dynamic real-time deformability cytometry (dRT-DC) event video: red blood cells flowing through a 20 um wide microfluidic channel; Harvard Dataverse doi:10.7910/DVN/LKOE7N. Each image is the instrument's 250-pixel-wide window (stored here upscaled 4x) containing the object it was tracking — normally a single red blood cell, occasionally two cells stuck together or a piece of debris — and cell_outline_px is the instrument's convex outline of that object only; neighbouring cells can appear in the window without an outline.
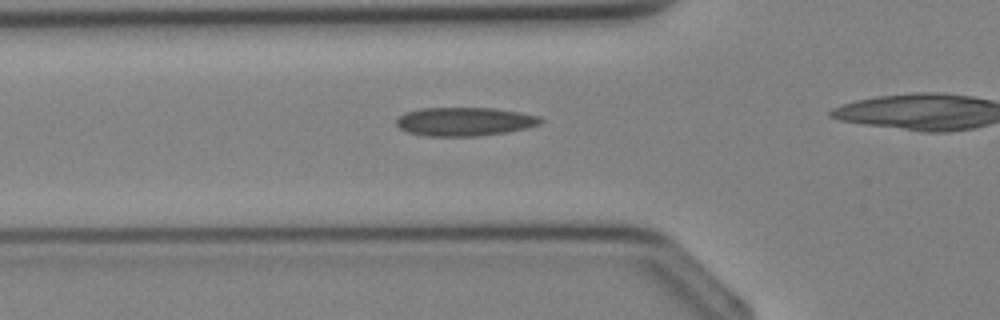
{"species": "Egyptian fruit bat (a non-hibernating species)", "species_latin": "Rousettus aegyptiacus", "temperature_condition": "cold", "stored_images_in_passage": 21, "camera_frame_rate_fps": 3000, "um_per_image_px": 0.085, "animal": {"sex": "female"}, "frame": {"image": 1, "passage_image": 4, "time_ms": 1.0, "image_size_px": [1000, 320], "cell_outline_px": [[544, 120], [540, 124], [528, 128], [504, 132], [476, 136], [424, 136], [408, 132], [400, 128], [396, 124], [396, 120], [404, 112], [420, 108], [492, 108], [520, 112], [540, 116]], "centroid_in_image_um": [39.49, 10.33], "position_along_channel_um": 86.3, "area_um2": 24.1}}
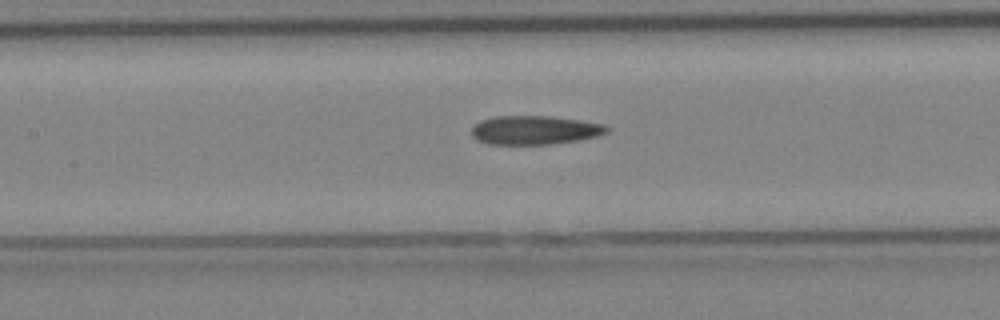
{"frame": {"image": 2, "passage_image": 8, "time_ms": 2.333, "image_size_px": [1000, 320], "cell_outline_px": [[608, 132], [596, 136], [576, 140], [552, 144], [488, 144], [476, 140], [472, 136], [472, 128], [480, 120], [496, 116], [548, 116], [580, 120], [604, 124], [608, 128]], "centroid_in_image_um": [45.42, 11.06], "position_along_channel_um": 162.0, "area_um2": 22.6}}
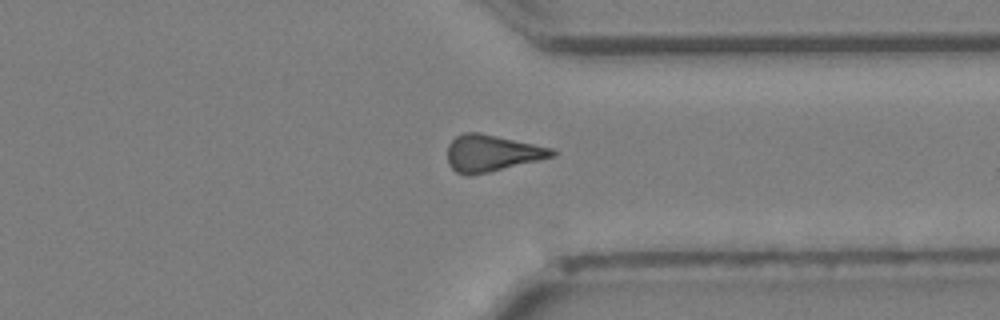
{"frame": {"image": 3, "passage_image": 19, "time_ms": 6.0, "image_size_px": [1000, 320], "cell_outline_px": [[556, 156], [488, 172], [468, 176], [456, 172], [448, 164], [448, 144], [456, 136], [464, 132], [480, 132], [552, 148], [556, 152]], "centroid_in_image_um": [41.78, 13.01], "position_along_channel_um": 369.6, "area_um2": 22.25}}